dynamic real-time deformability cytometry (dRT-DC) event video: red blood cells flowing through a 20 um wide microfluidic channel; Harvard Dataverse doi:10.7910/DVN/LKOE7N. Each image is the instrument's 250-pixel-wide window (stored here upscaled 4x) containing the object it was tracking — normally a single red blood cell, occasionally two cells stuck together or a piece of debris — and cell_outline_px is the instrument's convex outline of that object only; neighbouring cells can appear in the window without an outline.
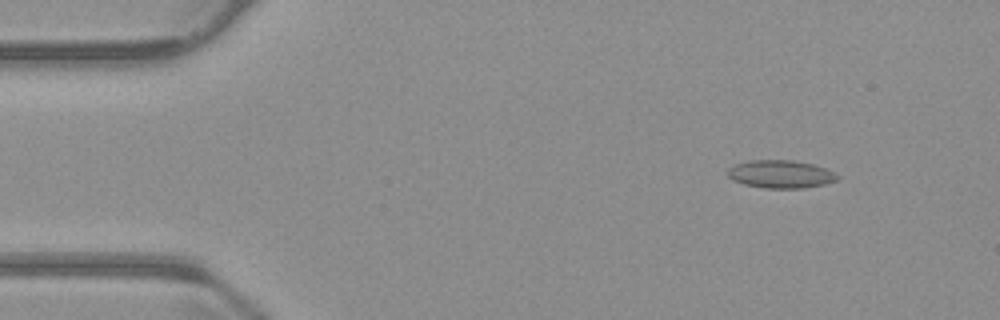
{"species": "common noctule bat (a hibernating species)", "species_latin": "Nyctalus noctula", "temperature_condition": "warm", "stored_images_in_passage": 54, "camera_frame_rate_fps": 3000, "um_per_image_px": 0.085, "animal": {"sex": "male", "body_mass_g": 23.1, "forearm_length_mm": 52.7}, "frame": {"image": 1, "passage_image": 6, "time_ms": 1.667, "image_size_px": [1000, 320], "cell_outline_px": [[840, 176], [836, 180], [824, 184], [804, 188], [764, 188], [744, 184], [732, 180], [728, 176], [728, 168], [736, 164], [748, 160], [792, 160], [812, 164], [824, 168]], "centroid_in_image_um": [66.32, 14.8], "position_along_channel_um": 18.7, "area_um2": 17.74}}
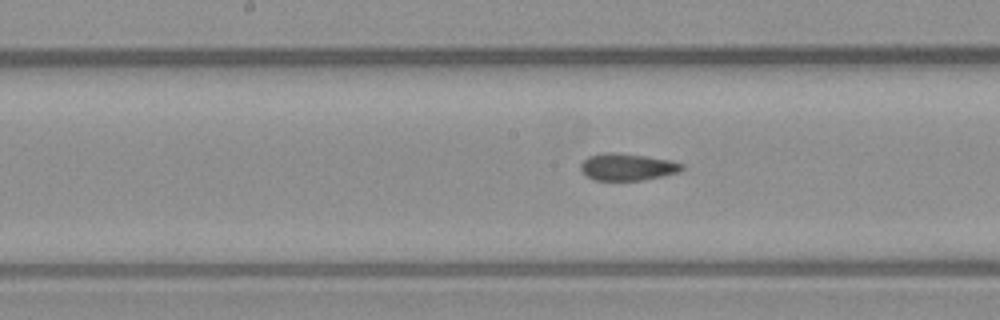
{"frame": {"image": 2, "passage_image": 27, "time_ms": 8.667, "image_size_px": [1000, 320], "cell_outline_px": [[684, 168], [680, 172], [644, 180], [592, 180], [580, 168], [580, 164], [588, 156], [604, 152], [616, 152], [644, 156], [668, 160], [684, 164]], "centroid_in_image_um": [53.32, 14.19], "position_along_channel_um": 194.9, "area_um2": 15.9}}
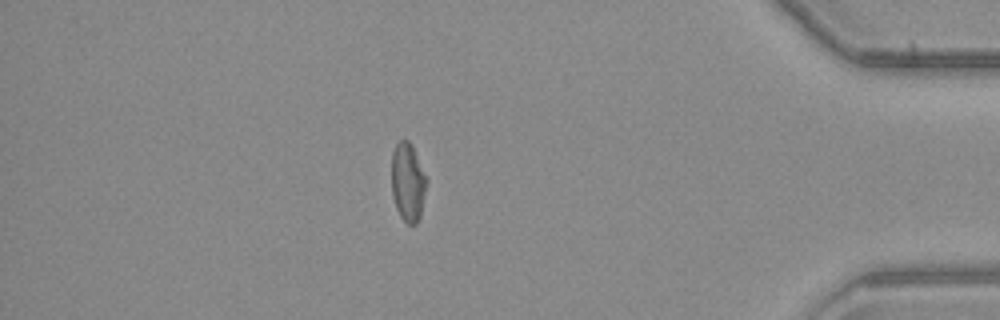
{"frame": {"image": 3, "passage_image": 47, "time_ms": 15.333, "image_size_px": [1000, 320], "cell_outline_px": [[428, 180], [420, 216], [416, 224], [408, 224], [400, 216], [396, 208], [392, 196], [392, 152], [396, 144], [400, 140], [408, 140], [412, 144]], "centroid_in_image_um": [34.67, 15.47], "position_along_channel_um": 400.5, "area_um2": 16.13}, "authors_computed_cell_mechanics": {"area_um2": 16.3863, "velocity_mm_per_s": 3.7666, "shape_relaxation_time_tau1_ms": null, "shape_relaxation_time_tau2_ms": 2.378, "deformation_change_tau1": null, "deformation_change_tau2": 0.0848}}